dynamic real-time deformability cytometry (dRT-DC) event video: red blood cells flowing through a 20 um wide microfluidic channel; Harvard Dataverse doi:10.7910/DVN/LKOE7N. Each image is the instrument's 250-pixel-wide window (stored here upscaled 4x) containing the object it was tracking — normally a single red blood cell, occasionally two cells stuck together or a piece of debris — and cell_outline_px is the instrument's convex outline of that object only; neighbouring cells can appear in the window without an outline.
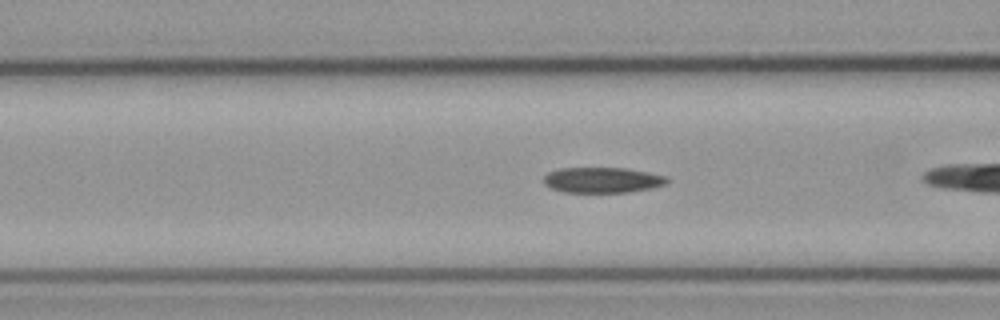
{"species": "common noctule bat (a hibernating species)", "species_latin": "Nyctalus noctula", "temperature_condition": "cold", "stored_images_in_passage": 26, "camera_frame_rate_fps": 3000, "um_per_image_px": 0.085, "animal": {"sex": "male", "body_mass_g": 23.1, "forearm_length_mm": 52.7}, "frame": {"image": 1, "passage_image": 5, "time_ms": 1.333, "image_size_px": [1000, 320], "cell_outline_px": [[668, 184], [652, 188], [628, 192], [564, 192], [552, 188], [544, 184], [544, 176], [548, 172], [560, 168], [624, 168], [648, 172], [668, 176]], "centroid_in_image_um": [51.23, 15.3], "position_along_channel_um": 115.4, "area_um2": 18.38}}
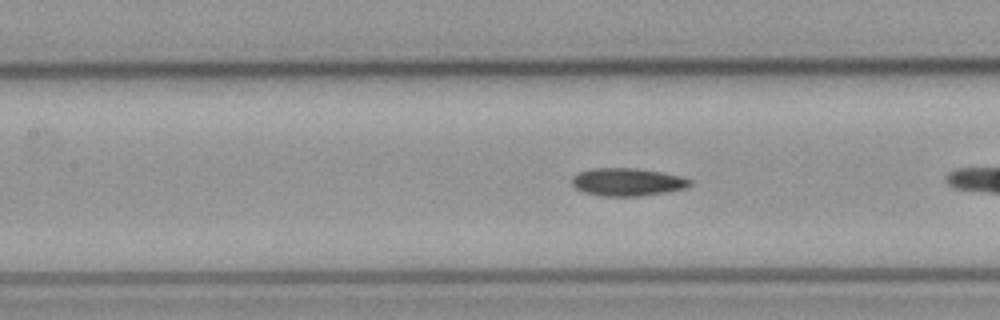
{"frame": {"image": 2, "passage_image": 8, "time_ms": 2.333, "image_size_px": [1000, 320], "cell_outline_px": [[692, 184], [684, 188], [664, 192], [636, 196], [604, 196], [584, 192], [576, 188], [572, 184], [572, 176], [580, 172], [592, 168], [636, 168], [660, 172], [680, 176], [692, 180]], "centroid_in_image_um": [53.31, 15.46], "position_along_channel_um": 154.1, "area_um2": 18.9}}
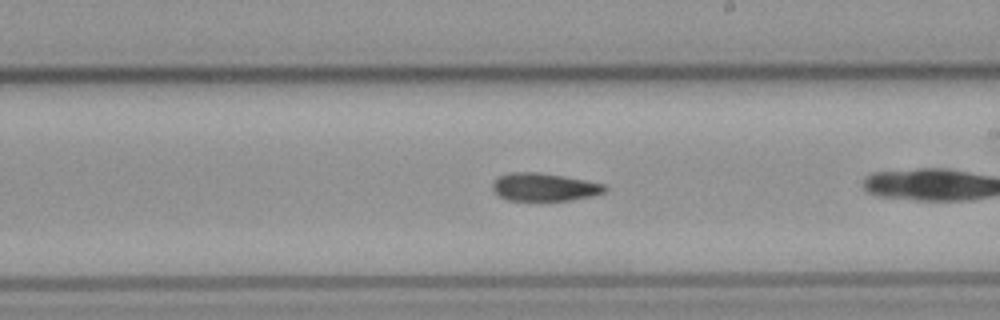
{"frame": {"image": 3, "passage_image": 15, "time_ms": 4.667, "image_size_px": [1000, 320], "cell_outline_px": [[608, 188], [604, 192], [596, 196], [568, 200], [508, 200], [496, 196], [492, 188], [492, 184], [500, 176], [512, 172], [536, 172], [564, 176], [604, 184]], "centroid_in_image_um": [46.26, 15.91], "position_along_channel_um": 242.7, "area_um2": 18.26}}